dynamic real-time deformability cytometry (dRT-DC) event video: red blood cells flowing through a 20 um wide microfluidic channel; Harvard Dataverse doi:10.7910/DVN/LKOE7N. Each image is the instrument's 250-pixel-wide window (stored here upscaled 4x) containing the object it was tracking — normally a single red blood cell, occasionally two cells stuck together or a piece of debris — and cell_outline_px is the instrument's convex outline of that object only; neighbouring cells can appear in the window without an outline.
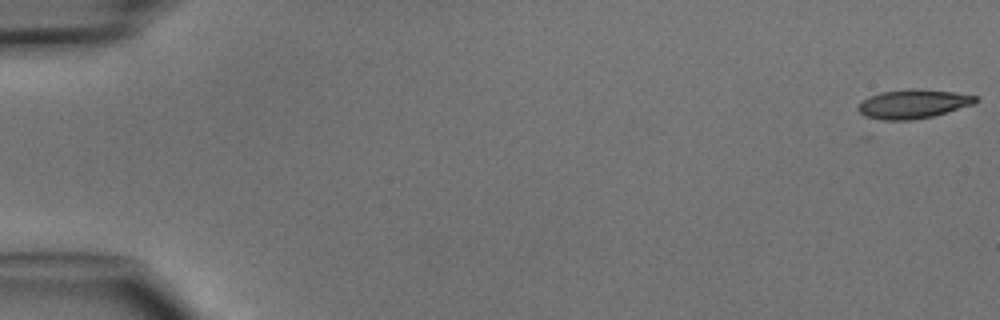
{"species": "common noctule bat (a hibernating species)", "species_latin": "Nyctalus noctula", "temperature_condition": "cold", "stored_images_in_passage": 48, "camera_frame_rate_fps": 3000, "um_per_image_px": 0.085, "animal": {"sex": "male", "body_mass_g": 15.6}, "frame": {"image": 1, "passage_image": 1, "time_ms": 0.0, "image_size_px": [1000, 320], "cell_outline_px": [[980, 100], [976, 104], [932, 116], [912, 120], [880, 120], [864, 116], [856, 108], [868, 96], [880, 92], [908, 88], [920, 88], [956, 92], [980, 96]], "centroid_in_image_um": [77.67, 8.82], "position_along_channel_um": 7.3, "area_um2": 20.29}}
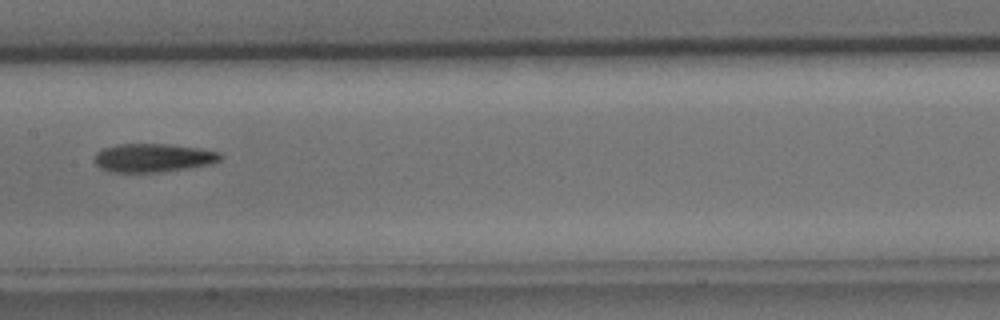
{"frame": {"image": 2, "passage_image": 25, "time_ms": 8.0, "image_size_px": [1000, 320], "cell_outline_px": [[224, 156], [220, 160], [212, 164], [188, 168], [160, 172], [112, 172], [100, 168], [92, 160], [96, 152], [104, 148], [116, 144], [168, 144], [196, 148], [220, 152]], "centroid_in_image_um": [13.0, 13.42], "position_along_channel_um": 194.4, "area_um2": 21.04}}
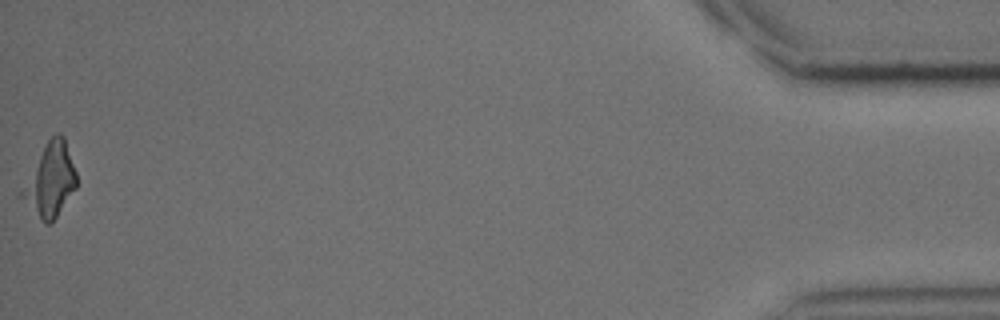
{"frame": {"image": 3, "passage_image": 48, "time_ms": 15.667, "image_size_px": [1000, 320], "cell_outline_px": [[76, 188], [56, 216], [48, 224], [44, 224], [16, 196], [16, 192], [48, 140], [56, 132], [60, 132], [64, 136], [76, 172]], "centroid_in_image_um": [4.19, 15.33], "position_along_channel_um": 431.0, "area_um2": 23.58}}